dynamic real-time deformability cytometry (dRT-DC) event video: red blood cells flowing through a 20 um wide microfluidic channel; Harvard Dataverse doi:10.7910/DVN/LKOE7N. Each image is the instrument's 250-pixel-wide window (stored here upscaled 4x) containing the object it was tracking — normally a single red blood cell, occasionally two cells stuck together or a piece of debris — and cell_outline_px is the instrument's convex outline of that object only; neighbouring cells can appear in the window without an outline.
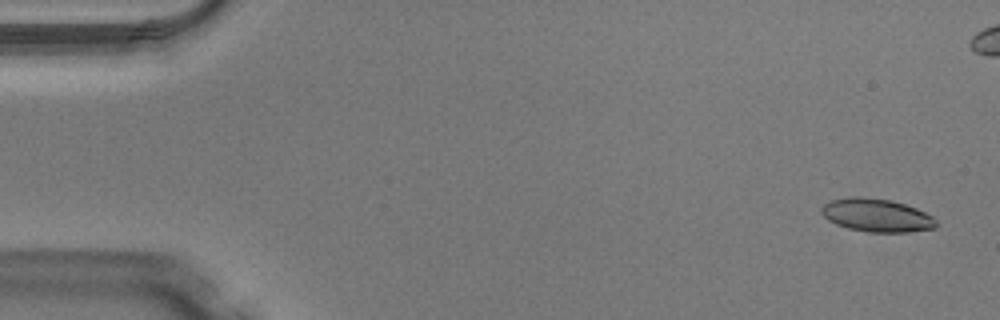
{"species": "Egyptian fruit bat (a non-hibernating species)", "species_latin": "Rousettus aegyptiacus", "temperature_condition": "warm", "stored_images_in_passage": 10, "camera_frame_rate_fps": 3000, "um_per_image_px": 0.085, "animal": {"sex": "male"}, "frame": {"image": 1, "passage_image": 2, "time_ms": 0.333, "image_size_px": [1000, 320], "cell_outline_px": [[936, 228], [908, 232], [868, 232], [848, 228], [836, 224], [828, 220], [820, 212], [820, 208], [824, 204], [832, 200], [848, 196], [860, 196], [892, 200], [916, 208], [932, 216], [936, 220]], "centroid_in_image_um": [74.49, 18.29], "position_along_channel_um": 10.5, "area_um2": 22.25}}